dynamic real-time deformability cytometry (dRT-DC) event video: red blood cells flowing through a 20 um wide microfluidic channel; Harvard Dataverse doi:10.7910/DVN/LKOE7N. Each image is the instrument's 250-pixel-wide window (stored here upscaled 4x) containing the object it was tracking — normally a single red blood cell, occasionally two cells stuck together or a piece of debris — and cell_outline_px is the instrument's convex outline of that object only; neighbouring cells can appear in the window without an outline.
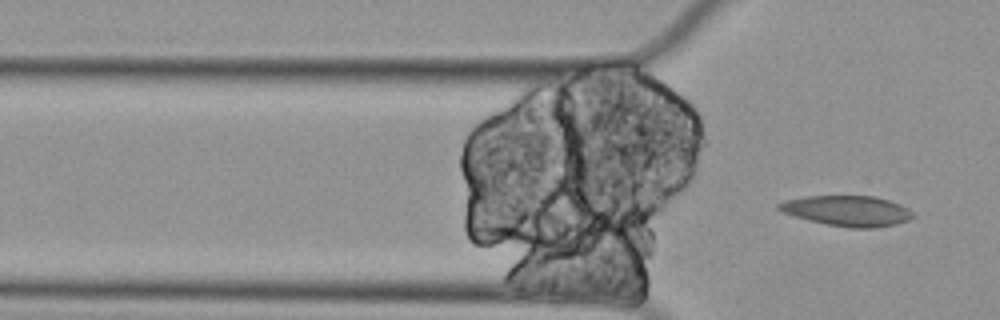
{"species": "Egyptian fruit bat (a non-hibernating species)", "species_latin": "Rousettus aegyptiacus", "temperature_condition": "cold", "stored_images_in_passage": 5, "camera_frame_rate_fps": 3000, "um_per_image_px": 0.085, "animal": {"sex": "female"}, "frame": {"image": 1, "passage_image": 5, "time_ms": 1.333, "image_size_px": [1000, 320], "cell_outline_px": [[916, 216], [908, 220], [896, 224], [872, 228], [848, 228], [828, 224], [780, 212], [776, 208], [776, 204], [784, 200], [804, 196], [876, 196], [900, 204], [908, 208]], "centroid_in_image_um": [72.02, 17.91], "position_along_channel_um": 53.8, "area_um2": 23.81}}